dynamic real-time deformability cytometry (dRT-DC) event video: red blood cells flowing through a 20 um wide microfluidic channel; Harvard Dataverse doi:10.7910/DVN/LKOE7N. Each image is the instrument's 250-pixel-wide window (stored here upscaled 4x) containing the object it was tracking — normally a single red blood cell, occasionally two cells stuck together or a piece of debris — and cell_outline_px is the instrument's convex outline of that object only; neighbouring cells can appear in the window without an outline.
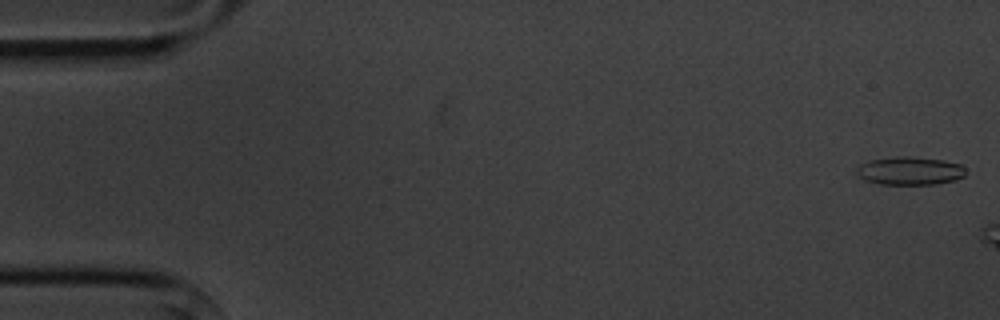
{"species": "common noctule bat (a hibernating species)", "species_latin": "Nyctalus noctula", "temperature_condition": "cold", "stored_images_in_passage": 3, "camera_frame_rate_fps": 3000, "um_per_image_px": 0.085, "animal": {"sex": "male", "body_mass_g": 20.1, "forearm_length_mm": 53.5}, "frame": {"image": 1, "passage_image": 1, "time_ms": 0.0, "image_size_px": [1000, 320], "cell_outline_px": [[964, 176], [956, 180], [936, 184], [880, 184], [864, 180], [856, 172], [856, 168], [860, 164], [868, 160], [896, 156], [908, 156], [944, 160], [960, 164], [964, 168]], "centroid_in_image_um": [77.31, 14.51], "position_along_channel_um": 7.7, "area_um2": 17.98}}